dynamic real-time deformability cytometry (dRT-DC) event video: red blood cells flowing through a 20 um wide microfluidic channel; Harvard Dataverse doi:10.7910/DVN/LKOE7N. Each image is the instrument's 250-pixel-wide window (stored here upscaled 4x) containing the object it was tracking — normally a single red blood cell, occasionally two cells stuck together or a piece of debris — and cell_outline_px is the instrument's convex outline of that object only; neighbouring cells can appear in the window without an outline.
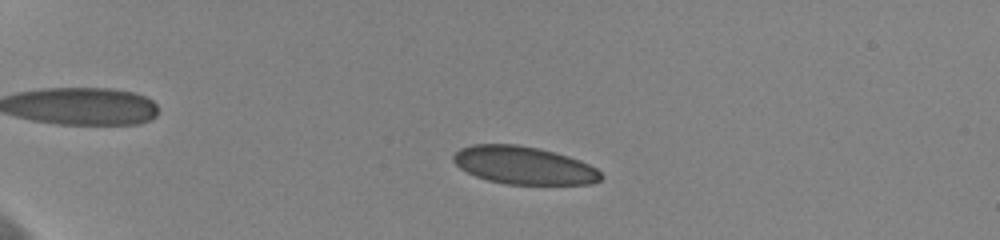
{"species": "human", "species_latin": "Homo sapiens", "temperature_condition": "cold", "stored_images_in_passage": 44, "camera_frame_rate_fps": 3000, "um_per_image_px": 0.085, "donor": {"sex": "female"}, "frame": {"image": 1, "passage_image": 1, "time_ms": 0.0, "image_size_px": [1000, 240], "cell_outline_px": [[604, 176], [600, 180], [592, 184], [504, 184], [488, 180], [476, 176], [460, 168], [452, 160], [452, 156], [460, 148], [472, 144], [516, 144], [536, 148], [568, 156], [580, 160], [596, 168]], "centroid_in_image_um": [44.52, 14.06], "position_along_channel_um": 40.5, "area_um2": 32.43}}
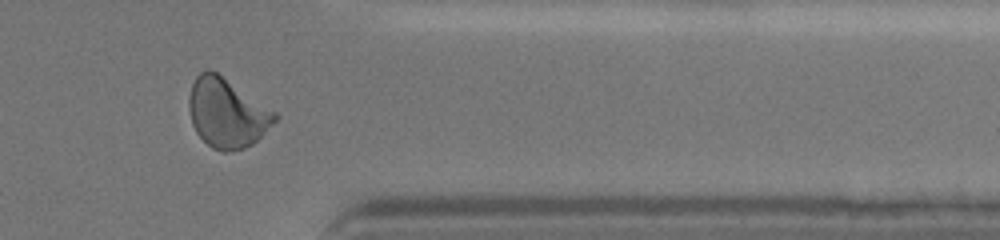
{"frame": {"image": 2, "passage_image": 36, "time_ms": 11.667, "image_size_px": [1000, 240], "cell_outline_px": [[280, 116], [252, 144], [244, 148], [232, 152], [224, 152], [212, 148], [196, 132], [192, 124], [188, 108], [188, 100], [192, 84], [196, 76], [200, 72], [208, 68], [216, 72], [276, 112]], "centroid_in_image_um": [19.26, 9.61], "position_along_channel_um": 392.1, "area_um2": 34.39}}
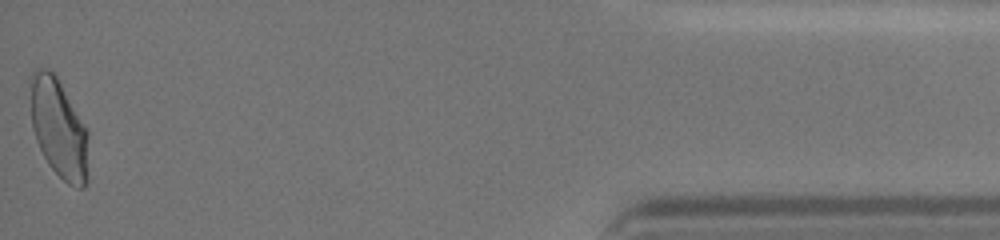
{"frame": {"image": 3, "passage_image": 44, "time_ms": 14.333, "image_size_px": [1000, 240], "cell_outline_px": [[88, 180], [84, 188], [76, 188], [68, 184], [48, 164], [36, 140], [32, 128], [28, 76], [36, 68], [48, 68], [56, 76], [88, 128]], "centroid_in_image_um": [4.99, 10.88], "position_along_channel_um": 430.2, "area_um2": 34.28}, "authors_computed_cell_mechanics": {"area_um2": 33.2928, "velocity_mm_per_s": 3.6229, "shape_relaxation_time_tau1_ms": 7.3823, "shape_relaxation_time_tau2_ms": null, "deformation_change_tau1": 0.1378, "deformation_change_tau2": null}}